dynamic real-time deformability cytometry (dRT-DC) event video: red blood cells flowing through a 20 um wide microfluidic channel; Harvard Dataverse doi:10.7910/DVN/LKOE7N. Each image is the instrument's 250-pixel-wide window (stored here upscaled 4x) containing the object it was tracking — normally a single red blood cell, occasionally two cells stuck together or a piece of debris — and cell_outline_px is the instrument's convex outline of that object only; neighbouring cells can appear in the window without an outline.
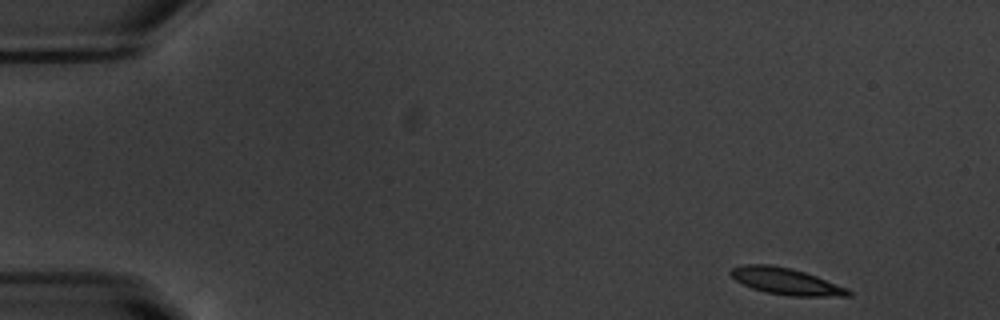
{"species": "common noctule bat (a hibernating species)", "species_latin": "Nyctalus noctula", "temperature_condition": "warm", "stored_images_in_passage": 50, "camera_frame_rate_fps": 3000, "um_per_image_px": 0.085, "animal": {"sex": "male", "body_mass_g": 20.1, "forearm_length_mm": 53.5}, "frame": {"image": 1, "passage_image": 1, "time_ms": 0.0, "image_size_px": [1000, 320], "cell_outline_px": [[852, 296], [788, 296], [764, 292], [752, 288], [736, 280], [728, 272], [732, 268], [744, 264], [772, 264], [804, 272], [816, 276], [848, 288], [852, 292]], "centroid_in_image_um": [66.81, 23.91], "position_along_channel_um": 18.2, "area_um2": 18.21}}
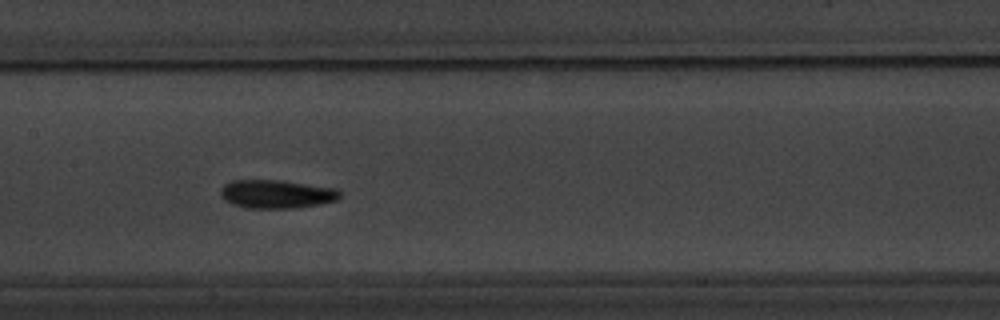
{"frame": {"image": 2, "passage_image": 23, "time_ms": 7.333, "image_size_px": [1000, 320], "cell_outline_px": [[340, 196], [336, 200], [316, 204], [292, 208], [248, 208], [232, 204], [224, 200], [220, 196], [220, 188], [224, 184], [232, 180], [280, 180], [336, 188], [340, 192]], "centroid_in_image_um": [23.44, 16.48], "position_along_channel_um": 184.0, "area_um2": 19.71}}
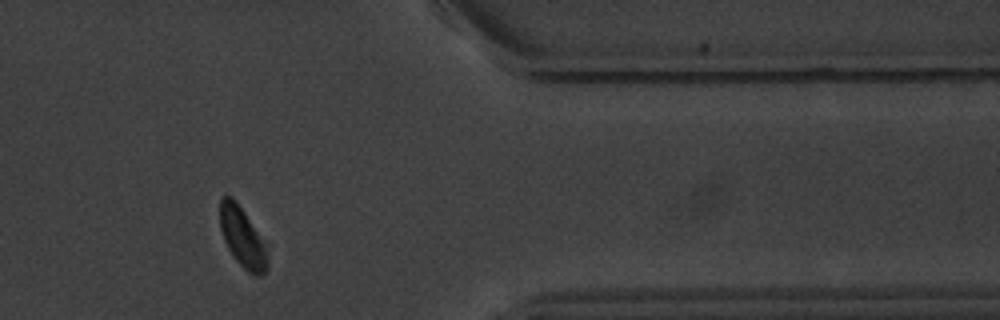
{"frame": {"image": 3, "passage_image": 41, "time_ms": 13.333, "image_size_px": [1000, 320], "cell_outline_px": [[272, 244], [268, 268], [260, 276], [256, 276], [248, 272], [236, 260], [228, 248], [224, 240], [220, 228], [220, 200], [224, 196], [232, 196], [236, 200]], "centroid_in_image_um": [20.75, 20.18], "position_along_channel_um": 390.7, "area_um2": 17.98}, "authors_computed_cell_mechanics": {"area_um2": 18.2937, "velocity_mm_per_s": 3.7466, "shape_relaxation_time_tau1_ms": 2.7672, "shape_relaxation_time_tau2_ms": 4.5591, "deformation_change_tau1": 0.1068, "deformation_change_tau2": 0.0947}}